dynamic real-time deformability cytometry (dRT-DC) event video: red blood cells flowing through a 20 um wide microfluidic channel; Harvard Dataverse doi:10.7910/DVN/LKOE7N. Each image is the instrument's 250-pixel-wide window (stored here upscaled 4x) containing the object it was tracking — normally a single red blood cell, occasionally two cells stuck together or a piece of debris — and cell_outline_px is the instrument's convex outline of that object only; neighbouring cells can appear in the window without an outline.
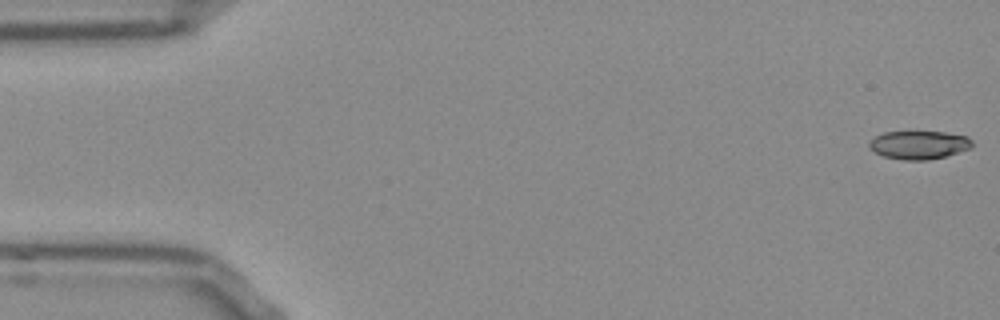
{"species": "Egyptian fruit bat (a non-hibernating species)", "species_latin": "Rousettus aegyptiacus", "temperature_condition": "room temperature", "stored_images_in_passage": 9, "camera_frame_rate_fps": 3000, "um_per_image_px": 0.085, "frame": {"image": 1, "passage_image": 1, "time_ms": 0.0, "image_size_px": [1000, 320], "cell_outline_px": [[972, 148], [944, 156], [928, 160], [904, 160], [884, 156], [868, 148], [868, 140], [884, 132], [944, 132], [968, 136], [972, 140]], "centroid_in_image_um": [78.1, 12.31], "position_along_channel_um": 6.9, "area_um2": 16.99}}